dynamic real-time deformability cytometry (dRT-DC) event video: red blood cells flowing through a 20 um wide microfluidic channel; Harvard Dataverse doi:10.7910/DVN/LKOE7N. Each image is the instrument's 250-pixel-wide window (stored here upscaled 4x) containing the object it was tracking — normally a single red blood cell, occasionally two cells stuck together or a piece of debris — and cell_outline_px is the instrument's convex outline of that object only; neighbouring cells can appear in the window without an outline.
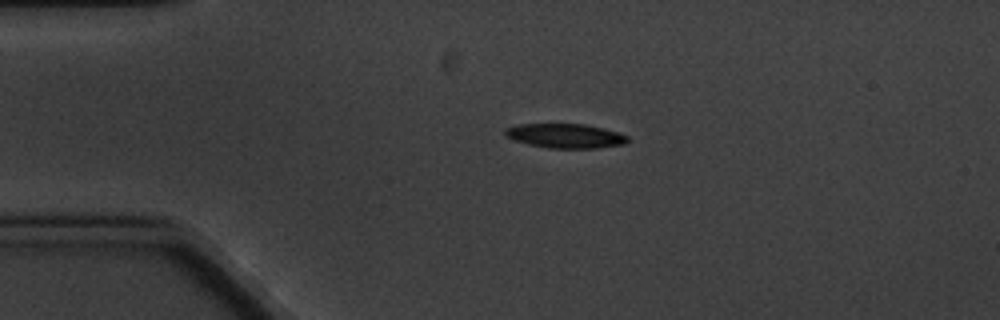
{"species": "common noctule bat (a hibernating species)", "species_latin": "Nyctalus noctula", "temperature_condition": "cold", "stored_images_in_passage": 4, "camera_frame_rate_fps": 3000, "um_per_image_px": 0.085, "animal": {"sex": "male", "body_mass_g": 20.1, "forearm_length_mm": 53.5}, "frame": {"image": 1, "passage_image": 3, "time_ms": 2.667, "image_size_px": [1000, 320], "cell_outline_px": [[628, 140], [624, 144], [596, 148], [548, 148], [528, 144], [516, 140], [508, 136], [504, 132], [508, 128], [516, 124], [584, 124], [604, 128], [628, 136]], "centroid_in_image_um": [48.08, 11.54], "position_along_channel_um": 36.9, "area_um2": 17.17}}